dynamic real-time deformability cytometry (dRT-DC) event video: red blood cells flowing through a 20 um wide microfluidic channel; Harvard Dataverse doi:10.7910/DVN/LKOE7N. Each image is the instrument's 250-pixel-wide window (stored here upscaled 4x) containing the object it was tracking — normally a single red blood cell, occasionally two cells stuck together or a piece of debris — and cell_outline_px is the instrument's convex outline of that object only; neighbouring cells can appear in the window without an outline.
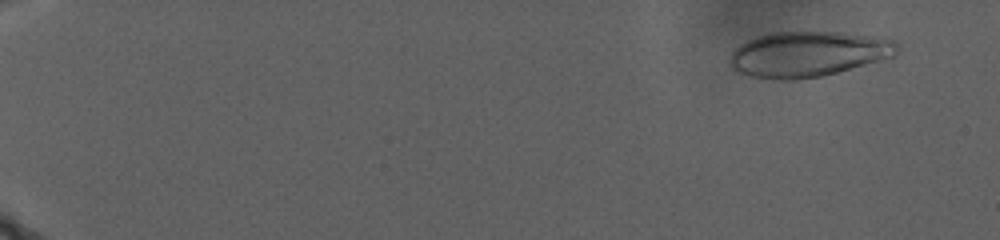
{"species": "human", "species_latin": "Homo sapiens", "temperature_condition": "warm", "stored_images_in_passage": 75, "camera_frame_rate_fps": 3000, "um_per_image_px": 0.085, "donor": {"sex": "male"}, "frame": {"image": 1, "passage_image": 7, "time_ms": 2.667, "image_size_px": [1000, 240], "cell_outline_px": [[900, 44], [896, 52], [892, 56], [836, 72], [820, 76], [796, 80], [772, 80], [748, 76], [736, 72], [732, 68], [728, 60], [732, 52], [740, 44], [756, 36], [776, 32], [840, 32], [884, 36], [896, 40]], "centroid_in_image_um": [68.67, 4.59], "position_along_channel_um": 16.3, "area_um2": 44.56}}
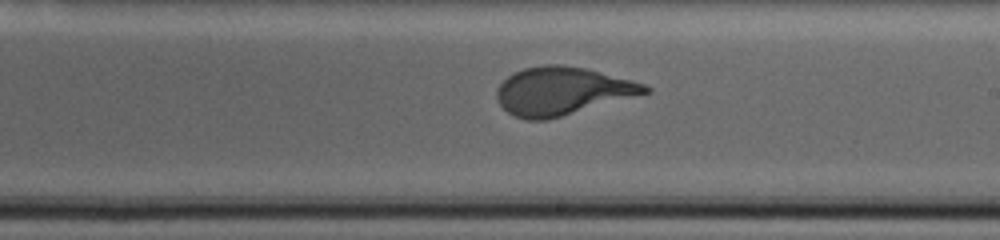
{"frame": {"image": 2, "passage_image": 54, "time_ms": 23.0, "image_size_px": [1000, 240], "cell_outline_px": [[652, 92], [548, 120], [524, 120], [508, 112], [500, 104], [496, 96], [496, 88], [508, 76], [524, 68], [544, 64], [560, 64], [588, 68], [632, 80], [644, 84], [652, 88]], "centroid_in_image_um": [47.81, 7.74], "position_along_channel_um": 241.2, "area_um2": 41.67}}
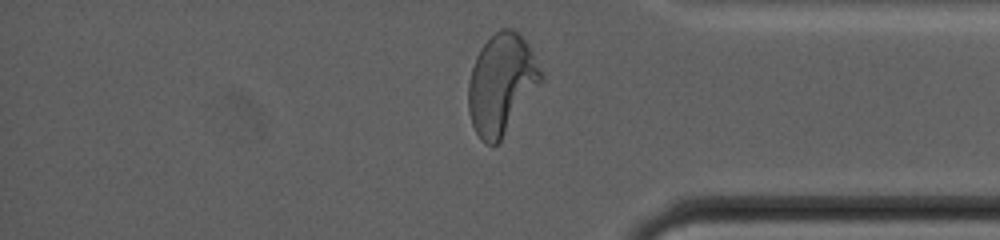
{"frame": {"image": 3, "passage_image": 73, "time_ms": 30.667, "image_size_px": [1000, 240], "cell_outline_px": [[544, 80], [500, 140], [496, 144], [484, 144], [480, 140], [472, 124], [468, 112], [468, 84], [472, 68], [476, 56], [480, 48], [500, 28], [512, 28], [528, 44], [544, 76]], "centroid_in_image_um": [42.62, 7.15], "position_along_channel_um": 392.6, "area_um2": 42.19}}